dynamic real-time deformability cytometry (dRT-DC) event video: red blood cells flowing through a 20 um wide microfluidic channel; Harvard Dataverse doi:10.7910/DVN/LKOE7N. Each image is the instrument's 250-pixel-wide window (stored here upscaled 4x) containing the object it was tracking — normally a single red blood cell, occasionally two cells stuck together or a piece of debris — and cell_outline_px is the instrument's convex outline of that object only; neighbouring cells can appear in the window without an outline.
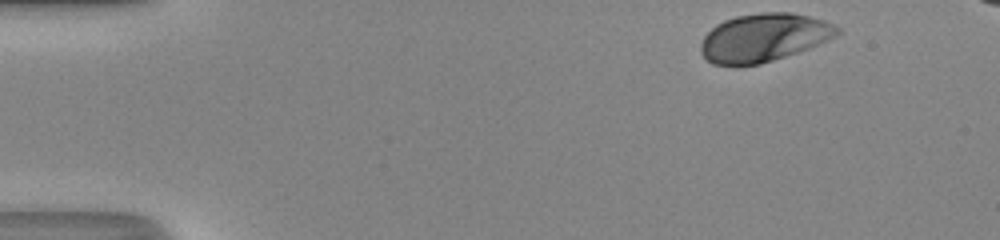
{"species": "human", "species_latin": "Homo sapiens", "temperature_condition": "room temperature", "stored_images_in_passage": 35, "camera_frame_rate_fps": 3000, "um_per_image_px": 0.085, "donor": {"sex": "male"}, "frame": {"image": 1, "passage_image": 1, "time_ms": 0.0, "image_size_px": [1000, 240], "cell_outline_px": [[840, 32], [836, 36], [808, 48], [760, 64], [712, 64], [700, 52], [700, 44], [704, 36], [716, 24], [724, 20], [736, 16], [764, 12], [792, 12], [824, 20], [840, 28]], "centroid_in_image_um": [64.91, 3.17], "position_along_channel_um": 20.1, "area_um2": 37.8}}
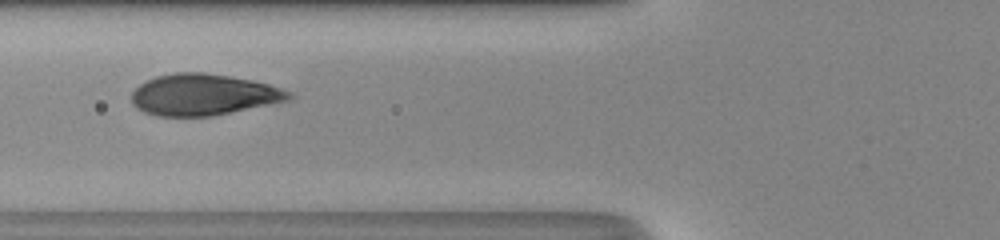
{"frame": {"image": 2, "passage_image": 15, "time_ms": 4.667, "image_size_px": [1000, 240], "cell_outline_px": [[296, 96], [292, 100], [212, 116], [156, 116], [144, 112], [136, 108], [132, 104], [132, 92], [140, 84], [156, 76], [172, 72], [204, 72], [252, 80], [268, 84], [292, 92]], "centroid_in_image_um": [17.31, 8.05], "position_along_channel_um": 108.5, "area_um2": 38.15}}
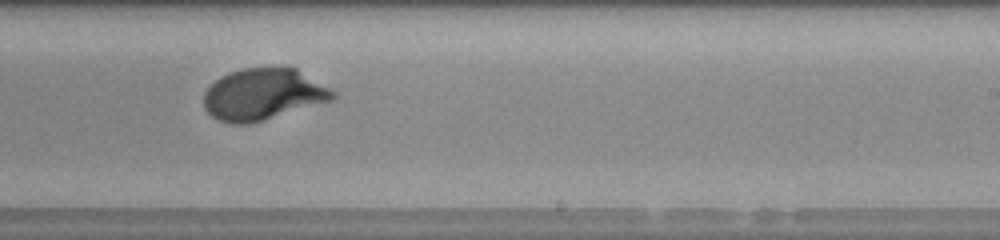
{"frame": {"image": 3, "passage_image": 26, "time_ms": 8.333, "image_size_px": [1000, 240], "cell_outline_px": [[336, 96], [332, 100], [264, 120], [248, 124], [232, 124], [220, 120], [212, 116], [204, 108], [204, 92], [220, 76], [228, 72], [244, 68], [296, 68], [336, 92]], "centroid_in_image_um": [22.35, 8.02], "position_along_channel_um": 266.7, "area_um2": 38.44}, "authors_computed_cell_mechanics": {"area_um2": 38.5526, "velocity_mm_per_s": 4.3212, "shape_relaxation_time_tau1_ms": 2.7403, "shape_relaxation_time_tau2_ms": null, "deformation_change_tau1": 0.1756, "deformation_change_tau2": null}}